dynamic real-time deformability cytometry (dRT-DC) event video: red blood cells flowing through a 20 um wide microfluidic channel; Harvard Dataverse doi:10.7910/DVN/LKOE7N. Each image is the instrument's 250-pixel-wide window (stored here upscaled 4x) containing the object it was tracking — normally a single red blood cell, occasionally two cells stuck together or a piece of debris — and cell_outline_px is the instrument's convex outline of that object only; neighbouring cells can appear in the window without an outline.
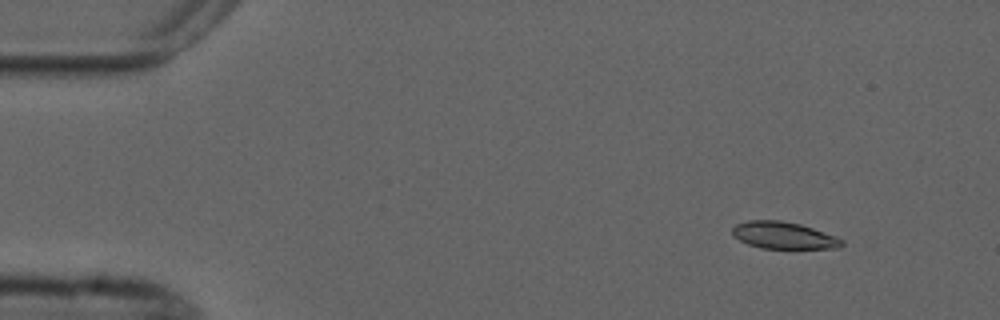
{"species": "common noctule bat (a hibernating species)", "species_latin": "Nyctalus noctula", "temperature_condition": "cold", "stored_images_in_passage": 4, "camera_frame_rate_fps": 3000, "um_per_image_px": 0.085, "animal": {"sex": "male", "forearm_length_mm": 52.5}, "frame": {"image": 1, "passage_image": 1, "time_ms": 0.0, "image_size_px": [1000, 320], "cell_outline_px": [[844, 244], [840, 248], [760, 248], [748, 244], [732, 236], [732, 228], [736, 224], [748, 220], [780, 220], [800, 224], [836, 236], [844, 240]], "centroid_in_image_um": [66.6, 20.0], "position_along_channel_um": 18.4, "area_um2": 17.22}}
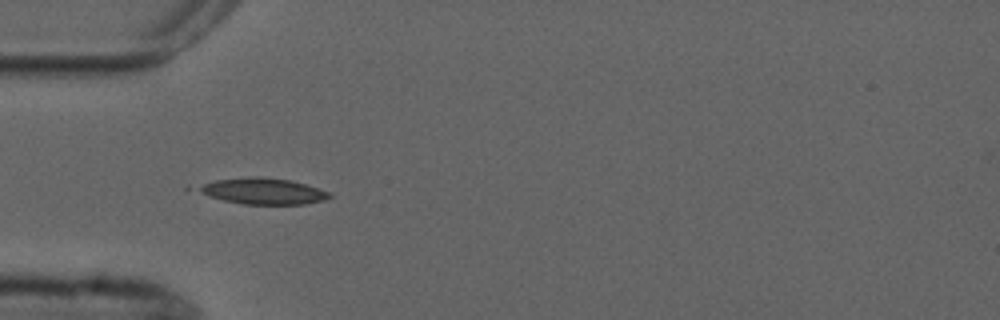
{"frame": {"image": 2, "passage_image": 4, "time_ms": 3.667, "image_size_px": [1000, 320], "cell_outline_px": [[332, 196], [324, 200], [304, 204], [244, 204], [224, 200], [208, 196], [184, 188], [188, 184], [216, 180], [252, 176], [260, 176], [292, 180], [328, 192]], "centroid_in_image_um": [22.1, 16.22], "position_along_channel_um": 62.9, "area_um2": 20.63}}